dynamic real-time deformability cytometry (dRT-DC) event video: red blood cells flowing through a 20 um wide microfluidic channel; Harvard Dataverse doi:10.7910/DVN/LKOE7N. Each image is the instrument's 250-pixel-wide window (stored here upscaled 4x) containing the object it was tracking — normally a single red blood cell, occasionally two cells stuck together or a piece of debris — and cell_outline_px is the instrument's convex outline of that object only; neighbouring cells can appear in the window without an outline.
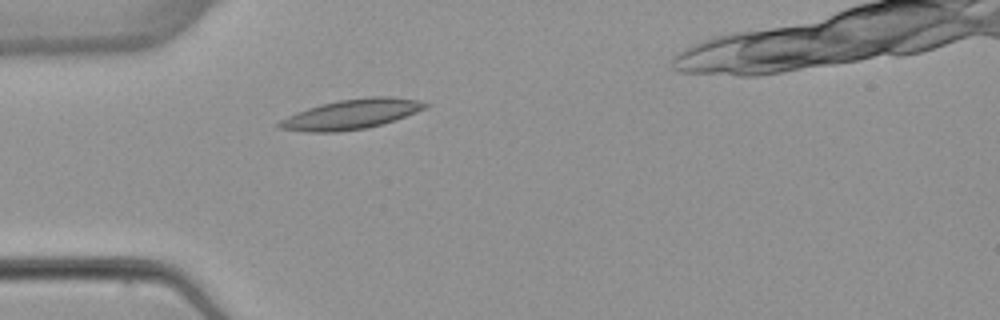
{"species": "common noctule bat (a hibernating species)", "species_latin": "Nyctalus noctula", "temperature_condition": "warm", "stored_images_in_passage": 1, "camera_frame_rate_fps": 3000, "um_per_image_px": 0.085, "animal": {"sex": "female", "body_mass_g": 22.7, "forearm_length_mm": 54.2}, "frame": {"image": 1, "passage_image": 1, "time_ms": 0.0, "image_size_px": [1000, 320], "cell_outline_px": [[432, 104], [428, 108], [368, 128], [340, 132], [308, 132], [276, 128], [276, 124], [280, 120], [296, 112], [308, 108], [340, 100], [368, 96], [388, 96], [416, 100]], "centroid_in_image_um": [29.85, 9.71], "position_along_channel_um": 55.2, "area_um2": 25.26}}